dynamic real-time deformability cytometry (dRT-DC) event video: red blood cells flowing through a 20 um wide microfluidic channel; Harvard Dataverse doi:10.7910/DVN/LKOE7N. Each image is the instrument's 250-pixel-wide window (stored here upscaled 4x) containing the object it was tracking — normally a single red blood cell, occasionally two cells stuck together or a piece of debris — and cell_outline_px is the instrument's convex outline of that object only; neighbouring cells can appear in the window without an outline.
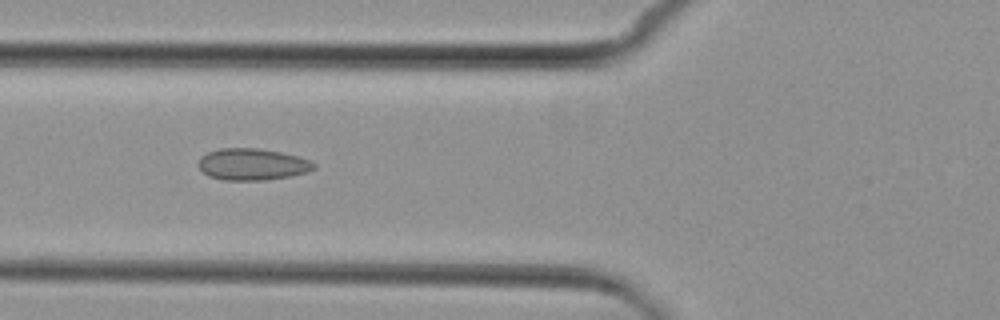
{"species": "common noctule bat (a hibernating species)", "species_latin": "Nyctalus noctula", "temperature_condition": "cold", "stored_images_in_passage": 4, "camera_frame_rate_fps": 3000, "um_per_image_px": 0.085, "animal": {"sex": "female", "body_mass_g": 29.2, "forearm_length_mm": 56.3}, "frame": {"image": 1, "passage_image": 3, "time_ms": 2.333, "image_size_px": [1000, 320], "cell_outline_px": [[316, 168], [308, 172], [292, 176], [264, 180], [224, 180], [208, 176], [196, 164], [200, 156], [208, 152], [220, 148], [260, 148], [280, 152], [312, 160], [316, 164]], "centroid_in_image_um": [21.45, 13.96], "position_along_channel_um": 104.3, "area_um2": 21.56}}
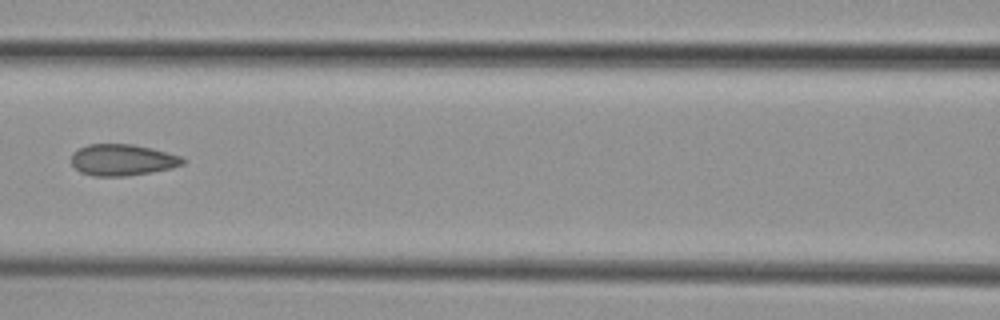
{"frame": {"image": 2, "passage_image": 4, "time_ms": 3.667, "image_size_px": [1000, 320], "cell_outline_px": [[184, 164], [172, 168], [152, 172], [124, 176], [92, 176], [80, 172], [72, 164], [72, 156], [80, 148], [88, 144], [132, 144], [152, 148], [180, 156], [184, 160]], "centroid_in_image_um": [10.42, 13.6], "position_along_channel_um": 156.2, "area_um2": 20.23}}